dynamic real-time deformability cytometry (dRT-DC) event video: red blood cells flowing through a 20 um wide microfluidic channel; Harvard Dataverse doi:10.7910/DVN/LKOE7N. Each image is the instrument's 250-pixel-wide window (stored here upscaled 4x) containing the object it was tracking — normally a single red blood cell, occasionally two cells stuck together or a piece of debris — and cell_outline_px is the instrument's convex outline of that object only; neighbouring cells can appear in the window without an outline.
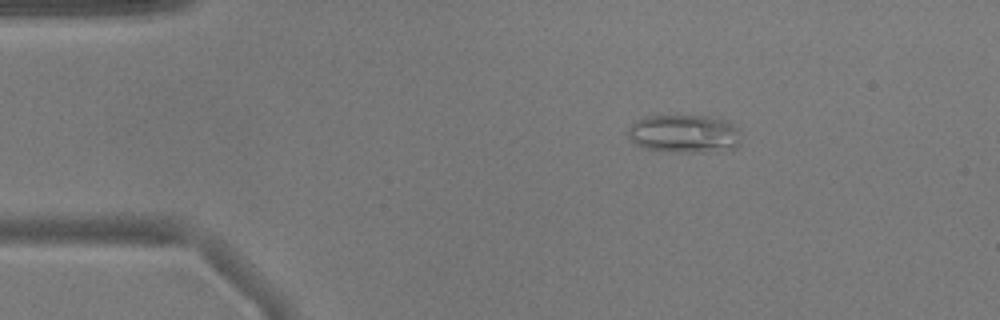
{"species": "common noctule bat (a hibernating species)", "species_latin": "Nyctalus noctula", "temperature_condition": "warm", "stored_images_in_passage": 48, "camera_frame_rate_fps": 3000, "um_per_image_px": 0.085, "animal": {"sex": "male", "body_mass_g": 17.9}, "frame": {"image": 1, "passage_image": 5, "time_ms": 1.333, "image_size_px": [1000, 320], "cell_outline_px": [[740, 144], [736, 148], [720, 152], [676, 152], [644, 148], [636, 144], [628, 136], [628, 128], [636, 120], [644, 116], [708, 116], [728, 120], [740, 128]], "centroid_in_image_um": [58.23, 11.37], "position_along_channel_um": 26.8, "area_um2": 25.66}}
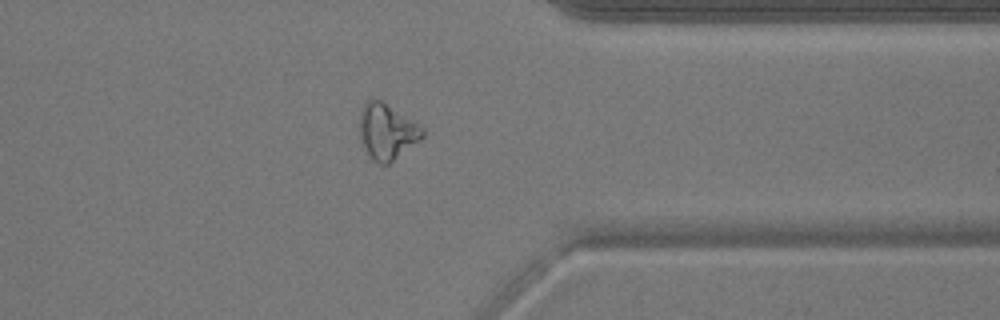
{"frame": {"image": 2, "passage_image": 37, "time_ms": 12.0, "image_size_px": [1000, 320], "cell_outline_px": [[424, 136], [420, 140], [388, 164], [380, 164], [372, 160], [364, 152], [360, 140], [360, 112], [364, 104], [372, 96], [380, 100], [424, 128]], "centroid_in_image_um": [32.85, 11.2], "position_along_channel_um": 378.6, "area_um2": 20.4}}
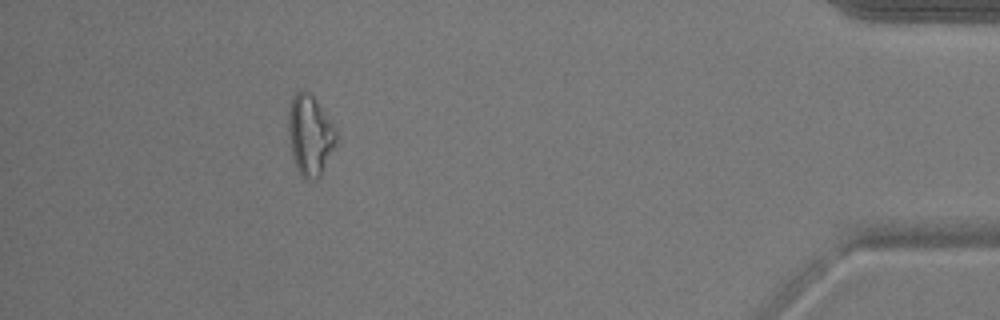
{"frame": {"image": 3, "passage_image": 43, "time_ms": 14.0, "image_size_px": [1000, 320], "cell_outline_px": [[336, 140], [324, 168], [320, 176], [316, 180], [304, 180], [300, 176], [296, 168], [292, 156], [288, 132], [288, 112], [292, 96], [300, 88], [304, 88], [316, 100], [332, 124], [336, 132]], "centroid_in_image_um": [26.3, 11.49], "position_along_channel_um": 408.9, "area_um2": 22.37}, "authors_computed_cell_mechanics": {"area_um2": 20.1144, "velocity_mm_per_s": 3.923, "shape_relaxation_time_tau1_ms": null, "shape_relaxation_time_tau2_ms": 5.0178, "deformation_change_tau1": null, "deformation_change_tau2": 0.1163}}